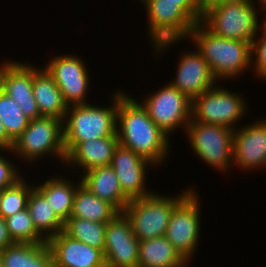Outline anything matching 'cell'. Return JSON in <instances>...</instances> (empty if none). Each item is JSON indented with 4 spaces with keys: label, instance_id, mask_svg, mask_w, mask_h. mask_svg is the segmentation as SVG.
<instances>
[{
    "label": "cell",
    "instance_id": "6da1fadb",
    "mask_svg": "<svg viewBox=\"0 0 266 267\" xmlns=\"http://www.w3.org/2000/svg\"><path fill=\"white\" fill-rule=\"evenodd\" d=\"M116 134L119 144L149 160L154 166L168 157L169 136L149 117L134 97L118 91Z\"/></svg>",
    "mask_w": 266,
    "mask_h": 267
},
{
    "label": "cell",
    "instance_id": "7a4b0ae2",
    "mask_svg": "<svg viewBox=\"0 0 266 267\" xmlns=\"http://www.w3.org/2000/svg\"><path fill=\"white\" fill-rule=\"evenodd\" d=\"M188 38L194 42L218 81L237 77L252 67L251 43L217 36L201 22L195 24Z\"/></svg>",
    "mask_w": 266,
    "mask_h": 267
},
{
    "label": "cell",
    "instance_id": "3957f363",
    "mask_svg": "<svg viewBox=\"0 0 266 267\" xmlns=\"http://www.w3.org/2000/svg\"><path fill=\"white\" fill-rule=\"evenodd\" d=\"M112 97L113 105L107 107H98L89 102L68 106L63 121L66 156L81 142L117 136L118 91Z\"/></svg>",
    "mask_w": 266,
    "mask_h": 267
},
{
    "label": "cell",
    "instance_id": "277c9868",
    "mask_svg": "<svg viewBox=\"0 0 266 267\" xmlns=\"http://www.w3.org/2000/svg\"><path fill=\"white\" fill-rule=\"evenodd\" d=\"M252 0H225L203 10L201 23L217 36L253 42L260 30L258 11Z\"/></svg>",
    "mask_w": 266,
    "mask_h": 267
},
{
    "label": "cell",
    "instance_id": "5b68a950",
    "mask_svg": "<svg viewBox=\"0 0 266 267\" xmlns=\"http://www.w3.org/2000/svg\"><path fill=\"white\" fill-rule=\"evenodd\" d=\"M176 197L156 194L130 199L123 212L129 218L134 236L139 240L164 236L174 207L191 191Z\"/></svg>",
    "mask_w": 266,
    "mask_h": 267
},
{
    "label": "cell",
    "instance_id": "8992f818",
    "mask_svg": "<svg viewBox=\"0 0 266 267\" xmlns=\"http://www.w3.org/2000/svg\"><path fill=\"white\" fill-rule=\"evenodd\" d=\"M148 16V35L161 55L173 44L188 39L196 22L179 6V2L161 0H141ZM158 51V52H157Z\"/></svg>",
    "mask_w": 266,
    "mask_h": 267
},
{
    "label": "cell",
    "instance_id": "52a82bcc",
    "mask_svg": "<svg viewBox=\"0 0 266 267\" xmlns=\"http://www.w3.org/2000/svg\"><path fill=\"white\" fill-rule=\"evenodd\" d=\"M11 152L28 162L54 155L65 164L63 120L46 116L30 120L27 128L14 141Z\"/></svg>",
    "mask_w": 266,
    "mask_h": 267
},
{
    "label": "cell",
    "instance_id": "ba28073f",
    "mask_svg": "<svg viewBox=\"0 0 266 267\" xmlns=\"http://www.w3.org/2000/svg\"><path fill=\"white\" fill-rule=\"evenodd\" d=\"M184 130L193 152L204 163L224 173L232 168L234 129L191 119Z\"/></svg>",
    "mask_w": 266,
    "mask_h": 267
},
{
    "label": "cell",
    "instance_id": "9c48e42d",
    "mask_svg": "<svg viewBox=\"0 0 266 267\" xmlns=\"http://www.w3.org/2000/svg\"><path fill=\"white\" fill-rule=\"evenodd\" d=\"M231 92L216 85L200 94L192 101V120L235 130L234 124L246 115L248 103L242 95Z\"/></svg>",
    "mask_w": 266,
    "mask_h": 267
},
{
    "label": "cell",
    "instance_id": "30bf717a",
    "mask_svg": "<svg viewBox=\"0 0 266 267\" xmlns=\"http://www.w3.org/2000/svg\"><path fill=\"white\" fill-rule=\"evenodd\" d=\"M149 94L141 104L151 120L165 134L170 136L174 129L187 127L192 119V100L184 93L167 83L161 89Z\"/></svg>",
    "mask_w": 266,
    "mask_h": 267
},
{
    "label": "cell",
    "instance_id": "8fae6325",
    "mask_svg": "<svg viewBox=\"0 0 266 267\" xmlns=\"http://www.w3.org/2000/svg\"><path fill=\"white\" fill-rule=\"evenodd\" d=\"M191 190L173 209L165 237L189 263L197 249L200 234V200Z\"/></svg>",
    "mask_w": 266,
    "mask_h": 267
},
{
    "label": "cell",
    "instance_id": "7c38bea8",
    "mask_svg": "<svg viewBox=\"0 0 266 267\" xmlns=\"http://www.w3.org/2000/svg\"><path fill=\"white\" fill-rule=\"evenodd\" d=\"M139 242L129 218L124 212H118L105 229L106 267H138Z\"/></svg>",
    "mask_w": 266,
    "mask_h": 267
},
{
    "label": "cell",
    "instance_id": "4fadbf2b",
    "mask_svg": "<svg viewBox=\"0 0 266 267\" xmlns=\"http://www.w3.org/2000/svg\"><path fill=\"white\" fill-rule=\"evenodd\" d=\"M83 60L76 55H60L53 57L46 71L52 76L60 89L67 105L86 104L89 89L88 69Z\"/></svg>",
    "mask_w": 266,
    "mask_h": 267
},
{
    "label": "cell",
    "instance_id": "5bb4252c",
    "mask_svg": "<svg viewBox=\"0 0 266 267\" xmlns=\"http://www.w3.org/2000/svg\"><path fill=\"white\" fill-rule=\"evenodd\" d=\"M0 89L19 104L29 120L42 117L33 96V66L30 63L10 60L1 63Z\"/></svg>",
    "mask_w": 266,
    "mask_h": 267
},
{
    "label": "cell",
    "instance_id": "9a60e30c",
    "mask_svg": "<svg viewBox=\"0 0 266 267\" xmlns=\"http://www.w3.org/2000/svg\"><path fill=\"white\" fill-rule=\"evenodd\" d=\"M110 165L117 174L121 190L129 199L149 196L153 193L145 186L148 165L155 167L149 160L119 144Z\"/></svg>",
    "mask_w": 266,
    "mask_h": 267
},
{
    "label": "cell",
    "instance_id": "2e32d148",
    "mask_svg": "<svg viewBox=\"0 0 266 267\" xmlns=\"http://www.w3.org/2000/svg\"><path fill=\"white\" fill-rule=\"evenodd\" d=\"M169 83L193 101L218 82L204 57L198 51L191 50V52L182 53L178 61L176 77Z\"/></svg>",
    "mask_w": 266,
    "mask_h": 267
},
{
    "label": "cell",
    "instance_id": "e0dca14e",
    "mask_svg": "<svg viewBox=\"0 0 266 267\" xmlns=\"http://www.w3.org/2000/svg\"><path fill=\"white\" fill-rule=\"evenodd\" d=\"M233 163L243 170L266 168V120L236 128Z\"/></svg>",
    "mask_w": 266,
    "mask_h": 267
},
{
    "label": "cell",
    "instance_id": "ac0fdd59",
    "mask_svg": "<svg viewBox=\"0 0 266 267\" xmlns=\"http://www.w3.org/2000/svg\"><path fill=\"white\" fill-rule=\"evenodd\" d=\"M53 267H106L104 252L73 239L63 231L47 241Z\"/></svg>",
    "mask_w": 266,
    "mask_h": 267
},
{
    "label": "cell",
    "instance_id": "d6986e66",
    "mask_svg": "<svg viewBox=\"0 0 266 267\" xmlns=\"http://www.w3.org/2000/svg\"><path fill=\"white\" fill-rule=\"evenodd\" d=\"M83 174V186L96 197L112 204L119 212H123L130 199L121 190L119 179L111 165L95 167Z\"/></svg>",
    "mask_w": 266,
    "mask_h": 267
},
{
    "label": "cell",
    "instance_id": "ffe728a7",
    "mask_svg": "<svg viewBox=\"0 0 266 267\" xmlns=\"http://www.w3.org/2000/svg\"><path fill=\"white\" fill-rule=\"evenodd\" d=\"M118 145L117 136L81 142L66 156L65 165L76 164L83 169V173L95 167L110 165Z\"/></svg>",
    "mask_w": 266,
    "mask_h": 267
},
{
    "label": "cell",
    "instance_id": "44dd1931",
    "mask_svg": "<svg viewBox=\"0 0 266 267\" xmlns=\"http://www.w3.org/2000/svg\"><path fill=\"white\" fill-rule=\"evenodd\" d=\"M33 96L41 116L55 117L64 121L68 105L45 68L33 66Z\"/></svg>",
    "mask_w": 266,
    "mask_h": 267
},
{
    "label": "cell",
    "instance_id": "7402d4cb",
    "mask_svg": "<svg viewBox=\"0 0 266 267\" xmlns=\"http://www.w3.org/2000/svg\"><path fill=\"white\" fill-rule=\"evenodd\" d=\"M188 264L165 236L139 242L138 267H186Z\"/></svg>",
    "mask_w": 266,
    "mask_h": 267
},
{
    "label": "cell",
    "instance_id": "603a6c76",
    "mask_svg": "<svg viewBox=\"0 0 266 267\" xmlns=\"http://www.w3.org/2000/svg\"><path fill=\"white\" fill-rule=\"evenodd\" d=\"M3 267H53V257L47 242L14 243L0 251Z\"/></svg>",
    "mask_w": 266,
    "mask_h": 267
},
{
    "label": "cell",
    "instance_id": "cb8c5ba5",
    "mask_svg": "<svg viewBox=\"0 0 266 267\" xmlns=\"http://www.w3.org/2000/svg\"><path fill=\"white\" fill-rule=\"evenodd\" d=\"M61 177V178H60ZM53 176L41 185L35 187L45 196L53 211L65 222L71 215L74 195L77 188L82 184H74L65 177Z\"/></svg>",
    "mask_w": 266,
    "mask_h": 267
},
{
    "label": "cell",
    "instance_id": "d4e9b609",
    "mask_svg": "<svg viewBox=\"0 0 266 267\" xmlns=\"http://www.w3.org/2000/svg\"><path fill=\"white\" fill-rule=\"evenodd\" d=\"M119 211L109 202L96 197L82 184L77 188L70 217L107 223Z\"/></svg>",
    "mask_w": 266,
    "mask_h": 267
},
{
    "label": "cell",
    "instance_id": "484cf974",
    "mask_svg": "<svg viewBox=\"0 0 266 267\" xmlns=\"http://www.w3.org/2000/svg\"><path fill=\"white\" fill-rule=\"evenodd\" d=\"M27 209L36 230L47 241L63 231L64 222L53 211L45 196L36 187L31 189Z\"/></svg>",
    "mask_w": 266,
    "mask_h": 267
},
{
    "label": "cell",
    "instance_id": "4316f807",
    "mask_svg": "<svg viewBox=\"0 0 266 267\" xmlns=\"http://www.w3.org/2000/svg\"><path fill=\"white\" fill-rule=\"evenodd\" d=\"M107 223L92 222L78 217H69L64 222L63 232L91 247L104 250Z\"/></svg>",
    "mask_w": 266,
    "mask_h": 267
},
{
    "label": "cell",
    "instance_id": "83f0119b",
    "mask_svg": "<svg viewBox=\"0 0 266 267\" xmlns=\"http://www.w3.org/2000/svg\"><path fill=\"white\" fill-rule=\"evenodd\" d=\"M0 119L2 120L7 138L14 141L22 134L29 124L19 104L0 89Z\"/></svg>",
    "mask_w": 266,
    "mask_h": 267
},
{
    "label": "cell",
    "instance_id": "f1b7e54d",
    "mask_svg": "<svg viewBox=\"0 0 266 267\" xmlns=\"http://www.w3.org/2000/svg\"><path fill=\"white\" fill-rule=\"evenodd\" d=\"M5 222L14 243L38 244L47 242L36 230L27 208L5 218Z\"/></svg>",
    "mask_w": 266,
    "mask_h": 267
},
{
    "label": "cell",
    "instance_id": "f546056e",
    "mask_svg": "<svg viewBox=\"0 0 266 267\" xmlns=\"http://www.w3.org/2000/svg\"><path fill=\"white\" fill-rule=\"evenodd\" d=\"M26 182L22 176L14 185L1 191L0 216L2 218L5 219L27 208L28 198L34 186Z\"/></svg>",
    "mask_w": 266,
    "mask_h": 267
},
{
    "label": "cell",
    "instance_id": "4dcf8cb0",
    "mask_svg": "<svg viewBox=\"0 0 266 267\" xmlns=\"http://www.w3.org/2000/svg\"><path fill=\"white\" fill-rule=\"evenodd\" d=\"M261 27L263 29L262 37L257 36L251 44V65L255 69V75L266 81V17ZM253 56H256L255 59Z\"/></svg>",
    "mask_w": 266,
    "mask_h": 267
},
{
    "label": "cell",
    "instance_id": "1f68e13d",
    "mask_svg": "<svg viewBox=\"0 0 266 267\" xmlns=\"http://www.w3.org/2000/svg\"><path fill=\"white\" fill-rule=\"evenodd\" d=\"M3 155V156H2ZM15 164L5 158L4 154L0 155V191L4 188L14 185L21 179V173L17 170Z\"/></svg>",
    "mask_w": 266,
    "mask_h": 267
},
{
    "label": "cell",
    "instance_id": "d6a6232c",
    "mask_svg": "<svg viewBox=\"0 0 266 267\" xmlns=\"http://www.w3.org/2000/svg\"><path fill=\"white\" fill-rule=\"evenodd\" d=\"M179 2V6L197 23L201 22L203 10L196 0H161Z\"/></svg>",
    "mask_w": 266,
    "mask_h": 267
},
{
    "label": "cell",
    "instance_id": "836d02e7",
    "mask_svg": "<svg viewBox=\"0 0 266 267\" xmlns=\"http://www.w3.org/2000/svg\"><path fill=\"white\" fill-rule=\"evenodd\" d=\"M12 244L14 242L9 235L5 219L0 216V251Z\"/></svg>",
    "mask_w": 266,
    "mask_h": 267
},
{
    "label": "cell",
    "instance_id": "e575fe53",
    "mask_svg": "<svg viewBox=\"0 0 266 267\" xmlns=\"http://www.w3.org/2000/svg\"><path fill=\"white\" fill-rule=\"evenodd\" d=\"M13 147V143L7 138V132L5 129V126L2 122V120L0 119V150H5L6 151H11Z\"/></svg>",
    "mask_w": 266,
    "mask_h": 267
},
{
    "label": "cell",
    "instance_id": "d590c367",
    "mask_svg": "<svg viewBox=\"0 0 266 267\" xmlns=\"http://www.w3.org/2000/svg\"><path fill=\"white\" fill-rule=\"evenodd\" d=\"M225 0H199V5L202 10H205L209 6Z\"/></svg>",
    "mask_w": 266,
    "mask_h": 267
},
{
    "label": "cell",
    "instance_id": "8d00e7d4",
    "mask_svg": "<svg viewBox=\"0 0 266 267\" xmlns=\"http://www.w3.org/2000/svg\"><path fill=\"white\" fill-rule=\"evenodd\" d=\"M252 1H253V0H252ZM258 2H259V4H260V6H263L262 8H264L265 11H266V0H259Z\"/></svg>",
    "mask_w": 266,
    "mask_h": 267
},
{
    "label": "cell",
    "instance_id": "74e56055",
    "mask_svg": "<svg viewBox=\"0 0 266 267\" xmlns=\"http://www.w3.org/2000/svg\"><path fill=\"white\" fill-rule=\"evenodd\" d=\"M0 267H3L2 259H1V254H0Z\"/></svg>",
    "mask_w": 266,
    "mask_h": 267
}]
</instances>
